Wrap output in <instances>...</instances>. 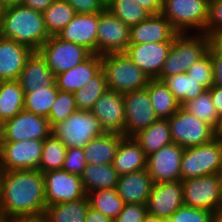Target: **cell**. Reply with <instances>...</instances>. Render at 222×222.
Listing matches in <instances>:
<instances>
[{
	"mask_svg": "<svg viewBox=\"0 0 222 222\" xmlns=\"http://www.w3.org/2000/svg\"><path fill=\"white\" fill-rule=\"evenodd\" d=\"M102 70V56L92 54L81 64L55 76V84L60 91L75 93Z\"/></svg>",
	"mask_w": 222,
	"mask_h": 222,
	"instance_id": "obj_23",
	"label": "cell"
},
{
	"mask_svg": "<svg viewBox=\"0 0 222 222\" xmlns=\"http://www.w3.org/2000/svg\"><path fill=\"white\" fill-rule=\"evenodd\" d=\"M153 181L147 169L120 175L116 190L125 204H146Z\"/></svg>",
	"mask_w": 222,
	"mask_h": 222,
	"instance_id": "obj_24",
	"label": "cell"
},
{
	"mask_svg": "<svg viewBox=\"0 0 222 222\" xmlns=\"http://www.w3.org/2000/svg\"><path fill=\"white\" fill-rule=\"evenodd\" d=\"M172 42L129 44L125 54L151 79L162 70Z\"/></svg>",
	"mask_w": 222,
	"mask_h": 222,
	"instance_id": "obj_19",
	"label": "cell"
},
{
	"mask_svg": "<svg viewBox=\"0 0 222 222\" xmlns=\"http://www.w3.org/2000/svg\"><path fill=\"white\" fill-rule=\"evenodd\" d=\"M0 37L38 51L50 35L41 12L19 5L3 9L0 13Z\"/></svg>",
	"mask_w": 222,
	"mask_h": 222,
	"instance_id": "obj_2",
	"label": "cell"
},
{
	"mask_svg": "<svg viewBox=\"0 0 222 222\" xmlns=\"http://www.w3.org/2000/svg\"><path fill=\"white\" fill-rule=\"evenodd\" d=\"M184 148L171 143L147 156V172L153 183L181 180L180 164Z\"/></svg>",
	"mask_w": 222,
	"mask_h": 222,
	"instance_id": "obj_16",
	"label": "cell"
},
{
	"mask_svg": "<svg viewBox=\"0 0 222 222\" xmlns=\"http://www.w3.org/2000/svg\"><path fill=\"white\" fill-rule=\"evenodd\" d=\"M214 136L216 139L222 140V114L218 116L217 124L214 127Z\"/></svg>",
	"mask_w": 222,
	"mask_h": 222,
	"instance_id": "obj_55",
	"label": "cell"
},
{
	"mask_svg": "<svg viewBox=\"0 0 222 222\" xmlns=\"http://www.w3.org/2000/svg\"><path fill=\"white\" fill-rule=\"evenodd\" d=\"M118 173L113 164H87L80 178L86 193L100 190L116 188Z\"/></svg>",
	"mask_w": 222,
	"mask_h": 222,
	"instance_id": "obj_29",
	"label": "cell"
},
{
	"mask_svg": "<svg viewBox=\"0 0 222 222\" xmlns=\"http://www.w3.org/2000/svg\"><path fill=\"white\" fill-rule=\"evenodd\" d=\"M146 88L159 119H169L181 107L163 81L151 79Z\"/></svg>",
	"mask_w": 222,
	"mask_h": 222,
	"instance_id": "obj_31",
	"label": "cell"
},
{
	"mask_svg": "<svg viewBox=\"0 0 222 222\" xmlns=\"http://www.w3.org/2000/svg\"><path fill=\"white\" fill-rule=\"evenodd\" d=\"M42 14L49 35L54 36L68 25L76 12L67 1L55 0Z\"/></svg>",
	"mask_w": 222,
	"mask_h": 222,
	"instance_id": "obj_35",
	"label": "cell"
},
{
	"mask_svg": "<svg viewBox=\"0 0 222 222\" xmlns=\"http://www.w3.org/2000/svg\"><path fill=\"white\" fill-rule=\"evenodd\" d=\"M207 90L214 85L213 64L211 55L207 52L201 59L193 63L186 72Z\"/></svg>",
	"mask_w": 222,
	"mask_h": 222,
	"instance_id": "obj_42",
	"label": "cell"
},
{
	"mask_svg": "<svg viewBox=\"0 0 222 222\" xmlns=\"http://www.w3.org/2000/svg\"><path fill=\"white\" fill-rule=\"evenodd\" d=\"M23 0H0L1 9H6L13 6H19Z\"/></svg>",
	"mask_w": 222,
	"mask_h": 222,
	"instance_id": "obj_54",
	"label": "cell"
},
{
	"mask_svg": "<svg viewBox=\"0 0 222 222\" xmlns=\"http://www.w3.org/2000/svg\"><path fill=\"white\" fill-rule=\"evenodd\" d=\"M103 6L106 8L109 4H111L114 0H99Z\"/></svg>",
	"mask_w": 222,
	"mask_h": 222,
	"instance_id": "obj_58",
	"label": "cell"
},
{
	"mask_svg": "<svg viewBox=\"0 0 222 222\" xmlns=\"http://www.w3.org/2000/svg\"><path fill=\"white\" fill-rule=\"evenodd\" d=\"M2 122L0 121V136H1Z\"/></svg>",
	"mask_w": 222,
	"mask_h": 222,
	"instance_id": "obj_60",
	"label": "cell"
},
{
	"mask_svg": "<svg viewBox=\"0 0 222 222\" xmlns=\"http://www.w3.org/2000/svg\"><path fill=\"white\" fill-rule=\"evenodd\" d=\"M86 196L90 208L101 212L112 220L119 215L125 204L116 188L95 190L87 193Z\"/></svg>",
	"mask_w": 222,
	"mask_h": 222,
	"instance_id": "obj_33",
	"label": "cell"
},
{
	"mask_svg": "<svg viewBox=\"0 0 222 222\" xmlns=\"http://www.w3.org/2000/svg\"><path fill=\"white\" fill-rule=\"evenodd\" d=\"M168 89L182 106L185 102L195 99L206 89L199 81L189 76L187 73L171 75L163 80Z\"/></svg>",
	"mask_w": 222,
	"mask_h": 222,
	"instance_id": "obj_34",
	"label": "cell"
},
{
	"mask_svg": "<svg viewBox=\"0 0 222 222\" xmlns=\"http://www.w3.org/2000/svg\"><path fill=\"white\" fill-rule=\"evenodd\" d=\"M181 181L189 178L222 174V140L184 148L180 164Z\"/></svg>",
	"mask_w": 222,
	"mask_h": 222,
	"instance_id": "obj_6",
	"label": "cell"
},
{
	"mask_svg": "<svg viewBox=\"0 0 222 222\" xmlns=\"http://www.w3.org/2000/svg\"><path fill=\"white\" fill-rule=\"evenodd\" d=\"M89 207L85 196L75 201L46 206L44 215L48 222H85Z\"/></svg>",
	"mask_w": 222,
	"mask_h": 222,
	"instance_id": "obj_32",
	"label": "cell"
},
{
	"mask_svg": "<svg viewBox=\"0 0 222 222\" xmlns=\"http://www.w3.org/2000/svg\"><path fill=\"white\" fill-rule=\"evenodd\" d=\"M123 137L121 134L105 132L102 136L90 140L83 147L87 164H113Z\"/></svg>",
	"mask_w": 222,
	"mask_h": 222,
	"instance_id": "obj_27",
	"label": "cell"
},
{
	"mask_svg": "<svg viewBox=\"0 0 222 222\" xmlns=\"http://www.w3.org/2000/svg\"><path fill=\"white\" fill-rule=\"evenodd\" d=\"M133 137L140 144L146 156L172 143L168 119H158Z\"/></svg>",
	"mask_w": 222,
	"mask_h": 222,
	"instance_id": "obj_28",
	"label": "cell"
},
{
	"mask_svg": "<svg viewBox=\"0 0 222 222\" xmlns=\"http://www.w3.org/2000/svg\"><path fill=\"white\" fill-rule=\"evenodd\" d=\"M130 40V27L108 9L98 13L97 54L125 53Z\"/></svg>",
	"mask_w": 222,
	"mask_h": 222,
	"instance_id": "obj_13",
	"label": "cell"
},
{
	"mask_svg": "<svg viewBox=\"0 0 222 222\" xmlns=\"http://www.w3.org/2000/svg\"><path fill=\"white\" fill-rule=\"evenodd\" d=\"M214 74V85L222 87V46L215 40L209 46Z\"/></svg>",
	"mask_w": 222,
	"mask_h": 222,
	"instance_id": "obj_47",
	"label": "cell"
},
{
	"mask_svg": "<svg viewBox=\"0 0 222 222\" xmlns=\"http://www.w3.org/2000/svg\"><path fill=\"white\" fill-rule=\"evenodd\" d=\"M108 89L105 73L101 70L90 79V83L74 93L77 110H91L94 103Z\"/></svg>",
	"mask_w": 222,
	"mask_h": 222,
	"instance_id": "obj_37",
	"label": "cell"
},
{
	"mask_svg": "<svg viewBox=\"0 0 222 222\" xmlns=\"http://www.w3.org/2000/svg\"><path fill=\"white\" fill-rule=\"evenodd\" d=\"M33 52L26 45L0 37V81L18 80Z\"/></svg>",
	"mask_w": 222,
	"mask_h": 222,
	"instance_id": "obj_22",
	"label": "cell"
},
{
	"mask_svg": "<svg viewBox=\"0 0 222 222\" xmlns=\"http://www.w3.org/2000/svg\"><path fill=\"white\" fill-rule=\"evenodd\" d=\"M0 222H48L44 214L38 216H21L0 218Z\"/></svg>",
	"mask_w": 222,
	"mask_h": 222,
	"instance_id": "obj_51",
	"label": "cell"
},
{
	"mask_svg": "<svg viewBox=\"0 0 222 222\" xmlns=\"http://www.w3.org/2000/svg\"><path fill=\"white\" fill-rule=\"evenodd\" d=\"M164 222H213V213L183 205Z\"/></svg>",
	"mask_w": 222,
	"mask_h": 222,
	"instance_id": "obj_43",
	"label": "cell"
},
{
	"mask_svg": "<svg viewBox=\"0 0 222 222\" xmlns=\"http://www.w3.org/2000/svg\"><path fill=\"white\" fill-rule=\"evenodd\" d=\"M208 90L211 94L212 103L214 104L217 114L219 116L220 114H222V87L213 85Z\"/></svg>",
	"mask_w": 222,
	"mask_h": 222,
	"instance_id": "obj_50",
	"label": "cell"
},
{
	"mask_svg": "<svg viewBox=\"0 0 222 222\" xmlns=\"http://www.w3.org/2000/svg\"><path fill=\"white\" fill-rule=\"evenodd\" d=\"M25 94L18 80L0 81V121L3 123L24 110Z\"/></svg>",
	"mask_w": 222,
	"mask_h": 222,
	"instance_id": "obj_30",
	"label": "cell"
},
{
	"mask_svg": "<svg viewBox=\"0 0 222 222\" xmlns=\"http://www.w3.org/2000/svg\"><path fill=\"white\" fill-rule=\"evenodd\" d=\"M147 213L162 219H168L183 203V186L181 180L153 183L148 197Z\"/></svg>",
	"mask_w": 222,
	"mask_h": 222,
	"instance_id": "obj_18",
	"label": "cell"
},
{
	"mask_svg": "<svg viewBox=\"0 0 222 222\" xmlns=\"http://www.w3.org/2000/svg\"><path fill=\"white\" fill-rule=\"evenodd\" d=\"M185 206L214 213L222 207V174H213L181 181Z\"/></svg>",
	"mask_w": 222,
	"mask_h": 222,
	"instance_id": "obj_8",
	"label": "cell"
},
{
	"mask_svg": "<svg viewBox=\"0 0 222 222\" xmlns=\"http://www.w3.org/2000/svg\"><path fill=\"white\" fill-rule=\"evenodd\" d=\"M43 177L46 206L75 201L87 195L78 175L51 170L43 173Z\"/></svg>",
	"mask_w": 222,
	"mask_h": 222,
	"instance_id": "obj_14",
	"label": "cell"
},
{
	"mask_svg": "<svg viewBox=\"0 0 222 222\" xmlns=\"http://www.w3.org/2000/svg\"><path fill=\"white\" fill-rule=\"evenodd\" d=\"M164 221H165V219H162V218L157 217L155 215H151L149 213H147L143 219V222H164Z\"/></svg>",
	"mask_w": 222,
	"mask_h": 222,
	"instance_id": "obj_56",
	"label": "cell"
},
{
	"mask_svg": "<svg viewBox=\"0 0 222 222\" xmlns=\"http://www.w3.org/2000/svg\"><path fill=\"white\" fill-rule=\"evenodd\" d=\"M177 33L161 13L150 14L142 22L130 27L129 44L173 42Z\"/></svg>",
	"mask_w": 222,
	"mask_h": 222,
	"instance_id": "obj_21",
	"label": "cell"
},
{
	"mask_svg": "<svg viewBox=\"0 0 222 222\" xmlns=\"http://www.w3.org/2000/svg\"><path fill=\"white\" fill-rule=\"evenodd\" d=\"M146 214V204H124L122 211L113 222H143Z\"/></svg>",
	"mask_w": 222,
	"mask_h": 222,
	"instance_id": "obj_46",
	"label": "cell"
},
{
	"mask_svg": "<svg viewBox=\"0 0 222 222\" xmlns=\"http://www.w3.org/2000/svg\"><path fill=\"white\" fill-rule=\"evenodd\" d=\"M44 140L0 141V171L38 170Z\"/></svg>",
	"mask_w": 222,
	"mask_h": 222,
	"instance_id": "obj_11",
	"label": "cell"
},
{
	"mask_svg": "<svg viewBox=\"0 0 222 222\" xmlns=\"http://www.w3.org/2000/svg\"><path fill=\"white\" fill-rule=\"evenodd\" d=\"M102 70L108 89L115 92L141 90L146 88L151 80L125 53L103 55Z\"/></svg>",
	"mask_w": 222,
	"mask_h": 222,
	"instance_id": "obj_4",
	"label": "cell"
},
{
	"mask_svg": "<svg viewBox=\"0 0 222 222\" xmlns=\"http://www.w3.org/2000/svg\"><path fill=\"white\" fill-rule=\"evenodd\" d=\"M204 33L213 40L222 34V0H209L208 20Z\"/></svg>",
	"mask_w": 222,
	"mask_h": 222,
	"instance_id": "obj_44",
	"label": "cell"
},
{
	"mask_svg": "<svg viewBox=\"0 0 222 222\" xmlns=\"http://www.w3.org/2000/svg\"><path fill=\"white\" fill-rule=\"evenodd\" d=\"M51 130L52 135L67 148H83L90 140L105 133L98 118L90 110H76Z\"/></svg>",
	"mask_w": 222,
	"mask_h": 222,
	"instance_id": "obj_7",
	"label": "cell"
},
{
	"mask_svg": "<svg viewBox=\"0 0 222 222\" xmlns=\"http://www.w3.org/2000/svg\"><path fill=\"white\" fill-rule=\"evenodd\" d=\"M55 0H23V6L43 13Z\"/></svg>",
	"mask_w": 222,
	"mask_h": 222,
	"instance_id": "obj_49",
	"label": "cell"
},
{
	"mask_svg": "<svg viewBox=\"0 0 222 222\" xmlns=\"http://www.w3.org/2000/svg\"><path fill=\"white\" fill-rule=\"evenodd\" d=\"M76 110L74 93L59 90L48 116L50 127L63 122Z\"/></svg>",
	"mask_w": 222,
	"mask_h": 222,
	"instance_id": "obj_41",
	"label": "cell"
},
{
	"mask_svg": "<svg viewBox=\"0 0 222 222\" xmlns=\"http://www.w3.org/2000/svg\"><path fill=\"white\" fill-rule=\"evenodd\" d=\"M58 91L59 89L56 84L50 87H43L40 85L34 91L25 94L24 110L48 118Z\"/></svg>",
	"mask_w": 222,
	"mask_h": 222,
	"instance_id": "obj_36",
	"label": "cell"
},
{
	"mask_svg": "<svg viewBox=\"0 0 222 222\" xmlns=\"http://www.w3.org/2000/svg\"><path fill=\"white\" fill-rule=\"evenodd\" d=\"M181 107L198 119L210 124L213 128L217 124L218 114L208 89L195 99L185 102Z\"/></svg>",
	"mask_w": 222,
	"mask_h": 222,
	"instance_id": "obj_40",
	"label": "cell"
},
{
	"mask_svg": "<svg viewBox=\"0 0 222 222\" xmlns=\"http://www.w3.org/2000/svg\"><path fill=\"white\" fill-rule=\"evenodd\" d=\"M99 120L106 133L124 135V93L107 89L90 110Z\"/></svg>",
	"mask_w": 222,
	"mask_h": 222,
	"instance_id": "obj_17",
	"label": "cell"
},
{
	"mask_svg": "<svg viewBox=\"0 0 222 222\" xmlns=\"http://www.w3.org/2000/svg\"><path fill=\"white\" fill-rule=\"evenodd\" d=\"M24 94L37 89L40 85L50 87L55 85V75L50 70L45 59L38 51L28 58L18 79Z\"/></svg>",
	"mask_w": 222,
	"mask_h": 222,
	"instance_id": "obj_25",
	"label": "cell"
},
{
	"mask_svg": "<svg viewBox=\"0 0 222 222\" xmlns=\"http://www.w3.org/2000/svg\"><path fill=\"white\" fill-rule=\"evenodd\" d=\"M150 14H159L162 8V0H135Z\"/></svg>",
	"mask_w": 222,
	"mask_h": 222,
	"instance_id": "obj_52",
	"label": "cell"
},
{
	"mask_svg": "<svg viewBox=\"0 0 222 222\" xmlns=\"http://www.w3.org/2000/svg\"><path fill=\"white\" fill-rule=\"evenodd\" d=\"M48 118L21 111L2 123L0 141L45 140L52 134Z\"/></svg>",
	"mask_w": 222,
	"mask_h": 222,
	"instance_id": "obj_12",
	"label": "cell"
},
{
	"mask_svg": "<svg viewBox=\"0 0 222 222\" xmlns=\"http://www.w3.org/2000/svg\"><path fill=\"white\" fill-rule=\"evenodd\" d=\"M172 142L183 148L195 147L212 141L214 128L180 107L169 119Z\"/></svg>",
	"mask_w": 222,
	"mask_h": 222,
	"instance_id": "obj_9",
	"label": "cell"
},
{
	"mask_svg": "<svg viewBox=\"0 0 222 222\" xmlns=\"http://www.w3.org/2000/svg\"><path fill=\"white\" fill-rule=\"evenodd\" d=\"M98 13L76 14L57 36L97 54Z\"/></svg>",
	"mask_w": 222,
	"mask_h": 222,
	"instance_id": "obj_20",
	"label": "cell"
},
{
	"mask_svg": "<svg viewBox=\"0 0 222 222\" xmlns=\"http://www.w3.org/2000/svg\"><path fill=\"white\" fill-rule=\"evenodd\" d=\"M113 166L119 176L147 168V156L134 137L121 139Z\"/></svg>",
	"mask_w": 222,
	"mask_h": 222,
	"instance_id": "obj_26",
	"label": "cell"
},
{
	"mask_svg": "<svg viewBox=\"0 0 222 222\" xmlns=\"http://www.w3.org/2000/svg\"><path fill=\"white\" fill-rule=\"evenodd\" d=\"M213 222H222V207L213 213Z\"/></svg>",
	"mask_w": 222,
	"mask_h": 222,
	"instance_id": "obj_57",
	"label": "cell"
},
{
	"mask_svg": "<svg viewBox=\"0 0 222 222\" xmlns=\"http://www.w3.org/2000/svg\"><path fill=\"white\" fill-rule=\"evenodd\" d=\"M44 177L39 170L1 171L0 218L45 213Z\"/></svg>",
	"mask_w": 222,
	"mask_h": 222,
	"instance_id": "obj_1",
	"label": "cell"
},
{
	"mask_svg": "<svg viewBox=\"0 0 222 222\" xmlns=\"http://www.w3.org/2000/svg\"><path fill=\"white\" fill-rule=\"evenodd\" d=\"M67 147L52 134L43 142L42 156L38 170L43 174L51 170H62Z\"/></svg>",
	"mask_w": 222,
	"mask_h": 222,
	"instance_id": "obj_38",
	"label": "cell"
},
{
	"mask_svg": "<svg viewBox=\"0 0 222 222\" xmlns=\"http://www.w3.org/2000/svg\"><path fill=\"white\" fill-rule=\"evenodd\" d=\"M85 222H113V220L89 207Z\"/></svg>",
	"mask_w": 222,
	"mask_h": 222,
	"instance_id": "obj_53",
	"label": "cell"
},
{
	"mask_svg": "<svg viewBox=\"0 0 222 222\" xmlns=\"http://www.w3.org/2000/svg\"><path fill=\"white\" fill-rule=\"evenodd\" d=\"M212 41L205 33H177L156 80L163 81L171 75L186 73L193 63L208 52Z\"/></svg>",
	"mask_w": 222,
	"mask_h": 222,
	"instance_id": "obj_3",
	"label": "cell"
},
{
	"mask_svg": "<svg viewBox=\"0 0 222 222\" xmlns=\"http://www.w3.org/2000/svg\"><path fill=\"white\" fill-rule=\"evenodd\" d=\"M215 41L222 46V34Z\"/></svg>",
	"mask_w": 222,
	"mask_h": 222,
	"instance_id": "obj_59",
	"label": "cell"
},
{
	"mask_svg": "<svg viewBox=\"0 0 222 222\" xmlns=\"http://www.w3.org/2000/svg\"><path fill=\"white\" fill-rule=\"evenodd\" d=\"M75 10L76 14L100 13L105 7L99 0H64Z\"/></svg>",
	"mask_w": 222,
	"mask_h": 222,
	"instance_id": "obj_48",
	"label": "cell"
},
{
	"mask_svg": "<svg viewBox=\"0 0 222 222\" xmlns=\"http://www.w3.org/2000/svg\"><path fill=\"white\" fill-rule=\"evenodd\" d=\"M106 9L129 27L137 25L150 15L135 0H114Z\"/></svg>",
	"mask_w": 222,
	"mask_h": 222,
	"instance_id": "obj_39",
	"label": "cell"
},
{
	"mask_svg": "<svg viewBox=\"0 0 222 222\" xmlns=\"http://www.w3.org/2000/svg\"><path fill=\"white\" fill-rule=\"evenodd\" d=\"M38 52L55 76L69 71L92 55L85 47L64 41L57 35L50 36Z\"/></svg>",
	"mask_w": 222,
	"mask_h": 222,
	"instance_id": "obj_10",
	"label": "cell"
},
{
	"mask_svg": "<svg viewBox=\"0 0 222 222\" xmlns=\"http://www.w3.org/2000/svg\"><path fill=\"white\" fill-rule=\"evenodd\" d=\"M87 165L83 148L71 147L67 148L62 170L80 176Z\"/></svg>",
	"mask_w": 222,
	"mask_h": 222,
	"instance_id": "obj_45",
	"label": "cell"
},
{
	"mask_svg": "<svg viewBox=\"0 0 222 222\" xmlns=\"http://www.w3.org/2000/svg\"><path fill=\"white\" fill-rule=\"evenodd\" d=\"M124 136L133 137L159 118L155 114L147 88L124 93Z\"/></svg>",
	"mask_w": 222,
	"mask_h": 222,
	"instance_id": "obj_15",
	"label": "cell"
},
{
	"mask_svg": "<svg viewBox=\"0 0 222 222\" xmlns=\"http://www.w3.org/2000/svg\"><path fill=\"white\" fill-rule=\"evenodd\" d=\"M209 0H162L161 14L178 33H204Z\"/></svg>",
	"mask_w": 222,
	"mask_h": 222,
	"instance_id": "obj_5",
	"label": "cell"
}]
</instances>
